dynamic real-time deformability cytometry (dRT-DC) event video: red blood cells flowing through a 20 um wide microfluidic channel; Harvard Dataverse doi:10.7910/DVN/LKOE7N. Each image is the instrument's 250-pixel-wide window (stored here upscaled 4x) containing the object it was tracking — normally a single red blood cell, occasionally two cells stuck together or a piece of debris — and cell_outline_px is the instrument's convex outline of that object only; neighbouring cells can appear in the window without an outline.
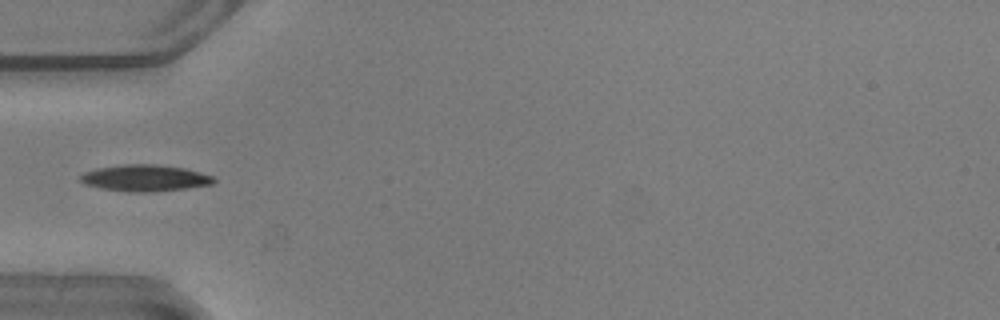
{"species": "common noctule bat (a hibernating species)", "species_latin": "Nyctalus noctula", "temperature_condition": "warm", "stored_images_in_passage": 9, "camera_frame_rate_fps": 3000, "um_per_image_px": 0.085, "animal": {"sex": "male", "body_mass_g": 20.5, "forearm_length_mm": 52.5}, "frame": {"image": 1, "passage_image": 1, "time_ms": 0.0, "image_size_px": [1000, 320], "cell_outline_px": [[216, 180], [212, 184], [184, 188], [144, 192], [136, 192], [104, 188], [84, 184], [80, 180], [80, 176], [84, 172], [96, 168], [124, 164], [156, 164], [184, 168], [212, 176]], "centroid_in_image_um": [12.29, 15.11], "position_along_channel_um": 72.7, "area_um2": 20.17}}